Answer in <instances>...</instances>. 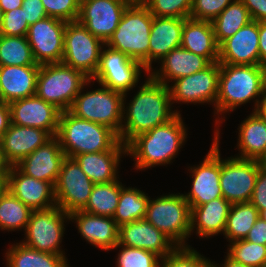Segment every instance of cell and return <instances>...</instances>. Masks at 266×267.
I'll use <instances>...</instances> for the list:
<instances>
[{"label": "cell", "mask_w": 266, "mask_h": 267, "mask_svg": "<svg viewBox=\"0 0 266 267\" xmlns=\"http://www.w3.org/2000/svg\"><path fill=\"white\" fill-rule=\"evenodd\" d=\"M144 82L128 106H125L127 96L124 95L119 140L125 145L137 135L166 124L180 113L172 110L169 86L154 81L149 75Z\"/></svg>", "instance_id": "cell-1"}, {"label": "cell", "mask_w": 266, "mask_h": 267, "mask_svg": "<svg viewBox=\"0 0 266 267\" xmlns=\"http://www.w3.org/2000/svg\"><path fill=\"white\" fill-rule=\"evenodd\" d=\"M186 138L187 129L178 113L166 124L134 137L126 145L127 155L133 156L137 170L170 164Z\"/></svg>", "instance_id": "cell-2"}, {"label": "cell", "mask_w": 266, "mask_h": 267, "mask_svg": "<svg viewBox=\"0 0 266 267\" xmlns=\"http://www.w3.org/2000/svg\"><path fill=\"white\" fill-rule=\"evenodd\" d=\"M266 86V67L260 65L220 64L218 97L214 113L233 112L238 106L255 100L254 110Z\"/></svg>", "instance_id": "cell-3"}, {"label": "cell", "mask_w": 266, "mask_h": 267, "mask_svg": "<svg viewBox=\"0 0 266 267\" xmlns=\"http://www.w3.org/2000/svg\"><path fill=\"white\" fill-rule=\"evenodd\" d=\"M67 157L111 150L120 140L110 128L61 112L56 134Z\"/></svg>", "instance_id": "cell-4"}, {"label": "cell", "mask_w": 266, "mask_h": 267, "mask_svg": "<svg viewBox=\"0 0 266 267\" xmlns=\"http://www.w3.org/2000/svg\"><path fill=\"white\" fill-rule=\"evenodd\" d=\"M152 23L153 15L146 5H128L105 45L140 62L149 72V36Z\"/></svg>", "instance_id": "cell-5"}, {"label": "cell", "mask_w": 266, "mask_h": 267, "mask_svg": "<svg viewBox=\"0 0 266 267\" xmlns=\"http://www.w3.org/2000/svg\"><path fill=\"white\" fill-rule=\"evenodd\" d=\"M90 83V78L80 70L63 63L44 64L40 65L35 95L64 112Z\"/></svg>", "instance_id": "cell-6"}, {"label": "cell", "mask_w": 266, "mask_h": 267, "mask_svg": "<svg viewBox=\"0 0 266 267\" xmlns=\"http://www.w3.org/2000/svg\"><path fill=\"white\" fill-rule=\"evenodd\" d=\"M191 209L183 194L149 198L145 219L167 235L177 246H189L185 241L191 233Z\"/></svg>", "instance_id": "cell-7"}, {"label": "cell", "mask_w": 266, "mask_h": 267, "mask_svg": "<svg viewBox=\"0 0 266 267\" xmlns=\"http://www.w3.org/2000/svg\"><path fill=\"white\" fill-rule=\"evenodd\" d=\"M100 86L86 93L81 89L68 111L77 118L104 125L120 136L124 94Z\"/></svg>", "instance_id": "cell-8"}, {"label": "cell", "mask_w": 266, "mask_h": 267, "mask_svg": "<svg viewBox=\"0 0 266 267\" xmlns=\"http://www.w3.org/2000/svg\"><path fill=\"white\" fill-rule=\"evenodd\" d=\"M69 220V214L58 206L44 210H33L25 229V240L21 242L35 250L65 255L61 251L64 222Z\"/></svg>", "instance_id": "cell-9"}, {"label": "cell", "mask_w": 266, "mask_h": 267, "mask_svg": "<svg viewBox=\"0 0 266 267\" xmlns=\"http://www.w3.org/2000/svg\"><path fill=\"white\" fill-rule=\"evenodd\" d=\"M104 45L102 40L92 35L78 21L67 22L61 63L82 71L91 79L99 66Z\"/></svg>", "instance_id": "cell-10"}, {"label": "cell", "mask_w": 266, "mask_h": 267, "mask_svg": "<svg viewBox=\"0 0 266 267\" xmlns=\"http://www.w3.org/2000/svg\"><path fill=\"white\" fill-rule=\"evenodd\" d=\"M142 70L148 73L140 62L104 45L99 66L90 80L126 96L137 86Z\"/></svg>", "instance_id": "cell-11"}, {"label": "cell", "mask_w": 266, "mask_h": 267, "mask_svg": "<svg viewBox=\"0 0 266 267\" xmlns=\"http://www.w3.org/2000/svg\"><path fill=\"white\" fill-rule=\"evenodd\" d=\"M262 162L237 157H220V187L223 197L230 203L249 202Z\"/></svg>", "instance_id": "cell-12"}, {"label": "cell", "mask_w": 266, "mask_h": 267, "mask_svg": "<svg viewBox=\"0 0 266 267\" xmlns=\"http://www.w3.org/2000/svg\"><path fill=\"white\" fill-rule=\"evenodd\" d=\"M94 185L77 161L66 156L54 186L57 206L67 214L82 211L88 203Z\"/></svg>", "instance_id": "cell-13"}, {"label": "cell", "mask_w": 266, "mask_h": 267, "mask_svg": "<svg viewBox=\"0 0 266 267\" xmlns=\"http://www.w3.org/2000/svg\"><path fill=\"white\" fill-rule=\"evenodd\" d=\"M214 133L212 145L205 159L198 166H191L189 169L193 177L191 190L183 196L190 207H197L223 197L220 187L219 128Z\"/></svg>", "instance_id": "cell-14"}, {"label": "cell", "mask_w": 266, "mask_h": 267, "mask_svg": "<svg viewBox=\"0 0 266 267\" xmlns=\"http://www.w3.org/2000/svg\"><path fill=\"white\" fill-rule=\"evenodd\" d=\"M66 24L64 20L47 16L29 26L26 38L37 64L61 63Z\"/></svg>", "instance_id": "cell-15"}, {"label": "cell", "mask_w": 266, "mask_h": 267, "mask_svg": "<svg viewBox=\"0 0 266 267\" xmlns=\"http://www.w3.org/2000/svg\"><path fill=\"white\" fill-rule=\"evenodd\" d=\"M220 63H210L203 70L178 78L169 85L171 103H212L215 107L218 97ZM174 83V84H173Z\"/></svg>", "instance_id": "cell-16"}, {"label": "cell", "mask_w": 266, "mask_h": 267, "mask_svg": "<svg viewBox=\"0 0 266 267\" xmlns=\"http://www.w3.org/2000/svg\"><path fill=\"white\" fill-rule=\"evenodd\" d=\"M128 4L124 0H81L78 22L106 43L116 30Z\"/></svg>", "instance_id": "cell-17"}, {"label": "cell", "mask_w": 266, "mask_h": 267, "mask_svg": "<svg viewBox=\"0 0 266 267\" xmlns=\"http://www.w3.org/2000/svg\"><path fill=\"white\" fill-rule=\"evenodd\" d=\"M4 187L32 211L57 206L54 186L24 174L16 165L6 167Z\"/></svg>", "instance_id": "cell-18"}, {"label": "cell", "mask_w": 266, "mask_h": 267, "mask_svg": "<svg viewBox=\"0 0 266 267\" xmlns=\"http://www.w3.org/2000/svg\"><path fill=\"white\" fill-rule=\"evenodd\" d=\"M11 124L39 128L52 137L58 131L61 111L36 95L9 103Z\"/></svg>", "instance_id": "cell-19"}, {"label": "cell", "mask_w": 266, "mask_h": 267, "mask_svg": "<svg viewBox=\"0 0 266 267\" xmlns=\"http://www.w3.org/2000/svg\"><path fill=\"white\" fill-rule=\"evenodd\" d=\"M52 136L39 128L11 124L0 137V157L6 166H15Z\"/></svg>", "instance_id": "cell-20"}, {"label": "cell", "mask_w": 266, "mask_h": 267, "mask_svg": "<svg viewBox=\"0 0 266 267\" xmlns=\"http://www.w3.org/2000/svg\"><path fill=\"white\" fill-rule=\"evenodd\" d=\"M118 244L145 249L161 259L169 255L177 245L146 219L135 220L119 226Z\"/></svg>", "instance_id": "cell-21"}, {"label": "cell", "mask_w": 266, "mask_h": 267, "mask_svg": "<svg viewBox=\"0 0 266 267\" xmlns=\"http://www.w3.org/2000/svg\"><path fill=\"white\" fill-rule=\"evenodd\" d=\"M218 62L230 65H260L257 21H251L219 45Z\"/></svg>", "instance_id": "cell-22"}, {"label": "cell", "mask_w": 266, "mask_h": 267, "mask_svg": "<svg viewBox=\"0 0 266 267\" xmlns=\"http://www.w3.org/2000/svg\"><path fill=\"white\" fill-rule=\"evenodd\" d=\"M66 157L60 142L53 136L41 147L27 155L16 166L26 175L50 182L55 186L62 162Z\"/></svg>", "instance_id": "cell-23"}, {"label": "cell", "mask_w": 266, "mask_h": 267, "mask_svg": "<svg viewBox=\"0 0 266 267\" xmlns=\"http://www.w3.org/2000/svg\"><path fill=\"white\" fill-rule=\"evenodd\" d=\"M71 220L77 224L78 233L95 247L109 251L118 243L119 226L112 217L76 211L69 214Z\"/></svg>", "instance_id": "cell-24"}, {"label": "cell", "mask_w": 266, "mask_h": 267, "mask_svg": "<svg viewBox=\"0 0 266 267\" xmlns=\"http://www.w3.org/2000/svg\"><path fill=\"white\" fill-rule=\"evenodd\" d=\"M160 61L161 66L159 70L152 69L147 75L154 81L166 86H169L168 83L172 82V80L175 81L178 78L192 75L210 64L205 57L192 53L181 46L172 49Z\"/></svg>", "instance_id": "cell-25"}, {"label": "cell", "mask_w": 266, "mask_h": 267, "mask_svg": "<svg viewBox=\"0 0 266 267\" xmlns=\"http://www.w3.org/2000/svg\"><path fill=\"white\" fill-rule=\"evenodd\" d=\"M125 154L127 146L119 141L111 150L83 153L73 158L94 184H100L118 180L117 168Z\"/></svg>", "instance_id": "cell-26"}, {"label": "cell", "mask_w": 266, "mask_h": 267, "mask_svg": "<svg viewBox=\"0 0 266 267\" xmlns=\"http://www.w3.org/2000/svg\"><path fill=\"white\" fill-rule=\"evenodd\" d=\"M185 19L153 16L149 36V72L152 63L163 59L172 49L181 46Z\"/></svg>", "instance_id": "cell-27"}, {"label": "cell", "mask_w": 266, "mask_h": 267, "mask_svg": "<svg viewBox=\"0 0 266 267\" xmlns=\"http://www.w3.org/2000/svg\"><path fill=\"white\" fill-rule=\"evenodd\" d=\"M231 204L219 197L206 204L190 207V229L202 238L224 233Z\"/></svg>", "instance_id": "cell-28"}, {"label": "cell", "mask_w": 266, "mask_h": 267, "mask_svg": "<svg viewBox=\"0 0 266 267\" xmlns=\"http://www.w3.org/2000/svg\"><path fill=\"white\" fill-rule=\"evenodd\" d=\"M40 65L0 66V85L7 103L34 96Z\"/></svg>", "instance_id": "cell-29"}, {"label": "cell", "mask_w": 266, "mask_h": 267, "mask_svg": "<svg viewBox=\"0 0 266 267\" xmlns=\"http://www.w3.org/2000/svg\"><path fill=\"white\" fill-rule=\"evenodd\" d=\"M181 47L205 57L210 63L218 62L219 45L210 21L185 19Z\"/></svg>", "instance_id": "cell-30"}, {"label": "cell", "mask_w": 266, "mask_h": 267, "mask_svg": "<svg viewBox=\"0 0 266 267\" xmlns=\"http://www.w3.org/2000/svg\"><path fill=\"white\" fill-rule=\"evenodd\" d=\"M238 149L241 159L263 161L266 158V120L256 111L242 121L239 128Z\"/></svg>", "instance_id": "cell-31"}, {"label": "cell", "mask_w": 266, "mask_h": 267, "mask_svg": "<svg viewBox=\"0 0 266 267\" xmlns=\"http://www.w3.org/2000/svg\"><path fill=\"white\" fill-rule=\"evenodd\" d=\"M6 260L7 267H70L65 255L41 252L22 242L9 247Z\"/></svg>", "instance_id": "cell-32"}, {"label": "cell", "mask_w": 266, "mask_h": 267, "mask_svg": "<svg viewBox=\"0 0 266 267\" xmlns=\"http://www.w3.org/2000/svg\"><path fill=\"white\" fill-rule=\"evenodd\" d=\"M252 21L250 13L241 0H234L211 23L218 45L233 36Z\"/></svg>", "instance_id": "cell-33"}, {"label": "cell", "mask_w": 266, "mask_h": 267, "mask_svg": "<svg viewBox=\"0 0 266 267\" xmlns=\"http://www.w3.org/2000/svg\"><path fill=\"white\" fill-rule=\"evenodd\" d=\"M149 196L140 189L124 187L121 183V191L118 206L113 219L118 226L135 220L145 219Z\"/></svg>", "instance_id": "cell-34"}, {"label": "cell", "mask_w": 266, "mask_h": 267, "mask_svg": "<svg viewBox=\"0 0 266 267\" xmlns=\"http://www.w3.org/2000/svg\"><path fill=\"white\" fill-rule=\"evenodd\" d=\"M258 218L259 211L250 202L231 204L223 235L229 243L243 240Z\"/></svg>", "instance_id": "cell-35"}, {"label": "cell", "mask_w": 266, "mask_h": 267, "mask_svg": "<svg viewBox=\"0 0 266 267\" xmlns=\"http://www.w3.org/2000/svg\"><path fill=\"white\" fill-rule=\"evenodd\" d=\"M32 210L6 187L0 190V229L15 231L26 229Z\"/></svg>", "instance_id": "cell-36"}, {"label": "cell", "mask_w": 266, "mask_h": 267, "mask_svg": "<svg viewBox=\"0 0 266 267\" xmlns=\"http://www.w3.org/2000/svg\"><path fill=\"white\" fill-rule=\"evenodd\" d=\"M120 191L121 182L119 180L95 184L88 203L82 211L113 218L118 206Z\"/></svg>", "instance_id": "cell-37"}, {"label": "cell", "mask_w": 266, "mask_h": 267, "mask_svg": "<svg viewBox=\"0 0 266 267\" xmlns=\"http://www.w3.org/2000/svg\"><path fill=\"white\" fill-rule=\"evenodd\" d=\"M39 65L35 62L26 36L0 34V66Z\"/></svg>", "instance_id": "cell-38"}, {"label": "cell", "mask_w": 266, "mask_h": 267, "mask_svg": "<svg viewBox=\"0 0 266 267\" xmlns=\"http://www.w3.org/2000/svg\"><path fill=\"white\" fill-rule=\"evenodd\" d=\"M227 255L234 261L250 267H264L266 245L249 242L245 239L230 243Z\"/></svg>", "instance_id": "cell-39"}, {"label": "cell", "mask_w": 266, "mask_h": 267, "mask_svg": "<svg viewBox=\"0 0 266 267\" xmlns=\"http://www.w3.org/2000/svg\"><path fill=\"white\" fill-rule=\"evenodd\" d=\"M159 267H212V262L190 246H177L160 260Z\"/></svg>", "instance_id": "cell-40"}, {"label": "cell", "mask_w": 266, "mask_h": 267, "mask_svg": "<svg viewBox=\"0 0 266 267\" xmlns=\"http://www.w3.org/2000/svg\"><path fill=\"white\" fill-rule=\"evenodd\" d=\"M120 247L117 267H159L161 258L153 252L145 249L132 248L118 243L114 248Z\"/></svg>", "instance_id": "cell-41"}, {"label": "cell", "mask_w": 266, "mask_h": 267, "mask_svg": "<svg viewBox=\"0 0 266 267\" xmlns=\"http://www.w3.org/2000/svg\"><path fill=\"white\" fill-rule=\"evenodd\" d=\"M146 6L153 16L187 19L192 0H150Z\"/></svg>", "instance_id": "cell-42"}, {"label": "cell", "mask_w": 266, "mask_h": 267, "mask_svg": "<svg viewBox=\"0 0 266 267\" xmlns=\"http://www.w3.org/2000/svg\"><path fill=\"white\" fill-rule=\"evenodd\" d=\"M47 16L66 22L78 20L81 0H41Z\"/></svg>", "instance_id": "cell-43"}, {"label": "cell", "mask_w": 266, "mask_h": 267, "mask_svg": "<svg viewBox=\"0 0 266 267\" xmlns=\"http://www.w3.org/2000/svg\"><path fill=\"white\" fill-rule=\"evenodd\" d=\"M234 0H192L189 18L212 22Z\"/></svg>", "instance_id": "cell-44"}, {"label": "cell", "mask_w": 266, "mask_h": 267, "mask_svg": "<svg viewBox=\"0 0 266 267\" xmlns=\"http://www.w3.org/2000/svg\"><path fill=\"white\" fill-rule=\"evenodd\" d=\"M29 25L23 8L4 12L0 34L6 36H26Z\"/></svg>", "instance_id": "cell-45"}, {"label": "cell", "mask_w": 266, "mask_h": 267, "mask_svg": "<svg viewBox=\"0 0 266 267\" xmlns=\"http://www.w3.org/2000/svg\"><path fill=\"white\" fill-rule=\"evenodd\" d=\"M249 202L258 209L259 213L266 209V169L263 167L258 172Z\"/></svg>", "instance_id": "cell-46"}, {"label": "cell", "mask_w": 266, "mask_h": 267, "mask_svg": "<svg viewBox=\"0 0 266 267\" xmlns=\"http://www.w3.org/2000/svg\"><path fill=\"white\" fill-rule=\"evenodd\" d=\"M21 7L29 26L47 17L41 0H23Z\"/></svg>", "instance_id": "cell-47"}, {"label": "cell", "mask_w": 266, "mask_h": 267, "mask_svg": "<svg viewBox=\"0 0 266 267\" xmlns=\"http://www.w3.org/2000/svg\"><path fill=\"white\" fill-rule=\"evenodd\" d=\"M248 9L252 21H266V0H241Z\"/></svg>", "instance_id": "cell-48"}, {"label": "cell", "mask_w": 266, "mask_h": 267, "mask_svg": "<svg viewBox=\"0 0 266 267\" xmlns=\"http://www.w3.org/2000/svg\"><path fill=\"white\" fill-rule=\"evenodd\" d=\"M245 240L266 245V221L259 216Z\"/></svg>", "instance_id": "cell-49"}, {"label": "cell", "mask_w": 266, "mask_h": 267, "mask_svg": "<svg viewBox=\"0 0 266 267\" xmlns=\"http://www.w3.org/2000/svg\"><path fill=\"white\" fill-rule=\"evenodd\" d=\"M260 66L266 67V21H258Z\"/></svg>", "instance_id": "cell-50"}, {"label": "cell", "mask_w": 266, "mask_h": 267, "mask_svg": "<svg viewBox=\"0 0 266 267\" xmlns=\"http://www.w3.org/2000/svg\"><path fill=\"white\" fill-rule=\"evenodd\" d=\"M11 125V112L9 103L0 104V137Z\"/></svg>", "instance_id": "cell-51"}, {"label": "cell", "mask_w": 266, "mask_h": 267, "mask_svg": "<svg viewBox=\"0 0 266 267\" xmlns=\"http://www.w3.org/2000/svg\"><path fill=\"white\" fill-rule=\"evenodd\" d=\"M23 0H0V7L4 12L21 8Z\"/></svg>", "instance_id": "cell-52"}, {"label": "cell", "mask_w": 266, "mask_h": 267, "mask_svg": "<svg viewBox=\"0 0 266 267\" xmlns=\"http://www.w3.org/2000/svg\"><path fill=\"white\" fill-rule=\"evenodd\" d=\"M256 112L266 120V86L263 90Z\"/></svg>", "instance_id": "cell-53"}, {"label": "cell", "mask_w": 266, "mask_h": 267, "mask_svg": "<svg viewBox=\"0 0 266 267\" xmlns=\"http://www.w3.org/2000/svg\"><path fill=\"white\" fill-rule=\"evenodd\" d=\"M212 267H250V266H246L244 264H241L240 262L234 261L228 255H226L224 264L218 265L212 262Z\"/></svg>", "instance_id": "cell-54"}, {"label": "cell", "mask_w": 266, "mask_h": 267, "mask_svg": "<svg viewBox=\"0 0 266 267\" xmlns=\"http://www.w3.org/2000/svg\"><path fill=\"white\" fill-rule=\"evenodd\" d=\"M128 5H146L150 0H124Z\"/></svg>", "instance_id": "cell-55"}, {"label": "cell", "mask_w": 266, "mask_h": 267, "mask_svg": "<svg viewBox=\"0 0 266 267\" xmlns=\"http://www.w3.org/2000/svg\"><path fill=\"white\" fill-rule=\"evenodd\" d=\"M6 166L2 163L0 157V177H5Z\"/></svg>", "instance_id": "cell-56"}, {"label": "cell", "mask_w": 266, "mask_h": 267, "mask_svg": "<svg viewBox=\"0 0 266 267\" xmlns=\"http://www.w3.org/2000/svg\"><path fill=\"white\" fill-rule=\"evenodd\" d=\"M5 103L7 102L5 101V98L2 93L1 85H0V104H5Z\"/></svg>", "instance_id": "cell-57"}, {"label": "cell", "mask_w": 266, "mask_h": 267, "mask_svg": "<svg viewBox=\"0 0 266 267\" xmlns=\"http://www.w3.org/2000/svg\"><path fill=\"white\" fill-rule=\"evenodd\" d=\"M4 11L0 7V30L3 23Z\"/></svg>", "instance_id": "cell-58"}, {"label": "cell", "mask_w": 266, "mask_h": 267, "mask_svg": "<svg viewBox=\"0 0 266 267\" xmlns=\"http://www.w3.org/2000/svg\"><path fill=\"white\" fill-rule=\"evenodd\" d=\"M259 216L266 221V209L259 213Z\"/></svg>", "instance_id": "cell-59"}, {"label": "cell", "mask_w": 266, "mask_h": 267, "mask_svg": "<svg viewBox=\"0 0 266 267\" xmlns=\"http://www.w3.org/2000/svg\"><path fill=\"white\" fill-rule=\"evenodd\" d=\"M4 179L5 177H0V190L3 188L4 186Z\"/></svg>", "instance_id": "cell-60"}, {"label": "cell", "mask_w": 266, "mask_h": 267, "mask_svg": "<svg viewBox=\"0 0 266 267\" xmlns=\"http://www.w3.org/2000/svg\"><path fill=\"white\" fill-rule=\"evenodd\" d=\"M262 166L264 169H266V158L262 161Z\"/></svg>", "instance_id": "cell-61"}]
</instances>
